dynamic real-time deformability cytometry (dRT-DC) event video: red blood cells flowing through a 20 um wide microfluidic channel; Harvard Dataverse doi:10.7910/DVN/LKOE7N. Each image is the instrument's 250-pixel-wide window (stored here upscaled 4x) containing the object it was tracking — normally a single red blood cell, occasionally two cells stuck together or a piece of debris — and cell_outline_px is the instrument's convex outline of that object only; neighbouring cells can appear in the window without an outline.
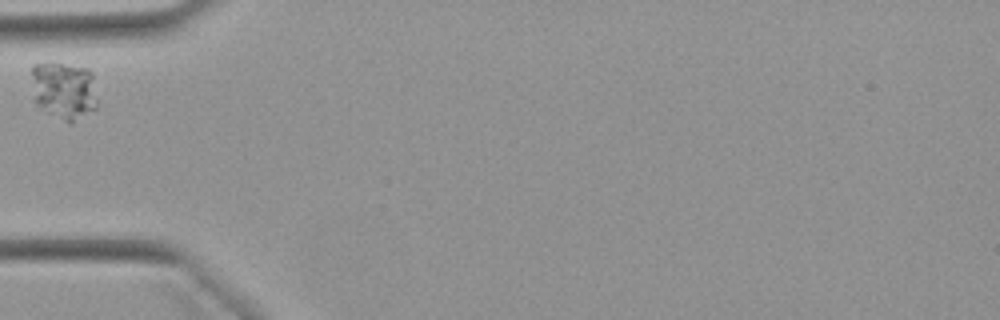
{"species": "Egyptian fruit bat (a non-hibernating species)", "species_latin": "Rousettus aegyptiacus", "temperature_condition": "warm", "stored_images_in_passage": 38, "camera_frame_rate_fps": 3000, "um_per_image_px": 0.085, "animal": {"sex": "female"}, "frame": {"image": 1, "passage_image": 1, "time_ms": 0.0, "image_size_px": [1000, 320], "cell_outline_px": [[96, 108], [72, 124], [68, 124], [40, 108], [36, 100], [32, 76], [32, 64], [60, 64], [88, 68], [92, 72], [96, 100]], "centroid_in_image_um": [5.47, 7.72], "position_along_channel_um": 79.5, "area_um2": 21.91}}
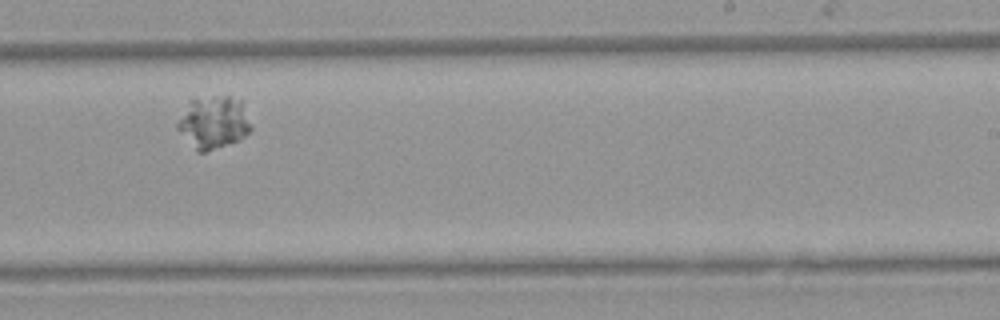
{"frame": {"image": 2, "passage_image": 17, "time_ms": 5.333, "image_size_px": [1000, 320], "cell_outline_px": [[252, 128], [244, 136], [236, 140], [204, 152], [196, 152], [176, 128], [176, 124], [188, 100], [228, 92], [240, 100]], "centroid_in_image_um": [18.11, 10.34], "position_along_channel_um": 270.9, "area_um2": 22.72}}
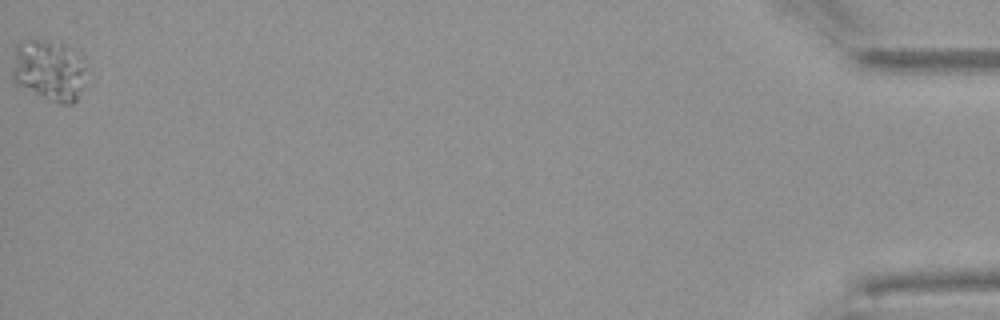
{"frame": {"image": 3, "passage_image": 38, "time_ms": 12.333, "image_size_px": [1000, 320], "cell_outline_px": [[92, 80], [76, 100], [72, 104], [60, 104], [12, 80], [12, 68], [16, 44], [20, 40], [28, 36], [32, 36], [60, 40], [88, 64]], "centroid_in_image_um": [4.28, 5.89], "position_along_channel_um": 430.9, "area_um2": 27.92}}